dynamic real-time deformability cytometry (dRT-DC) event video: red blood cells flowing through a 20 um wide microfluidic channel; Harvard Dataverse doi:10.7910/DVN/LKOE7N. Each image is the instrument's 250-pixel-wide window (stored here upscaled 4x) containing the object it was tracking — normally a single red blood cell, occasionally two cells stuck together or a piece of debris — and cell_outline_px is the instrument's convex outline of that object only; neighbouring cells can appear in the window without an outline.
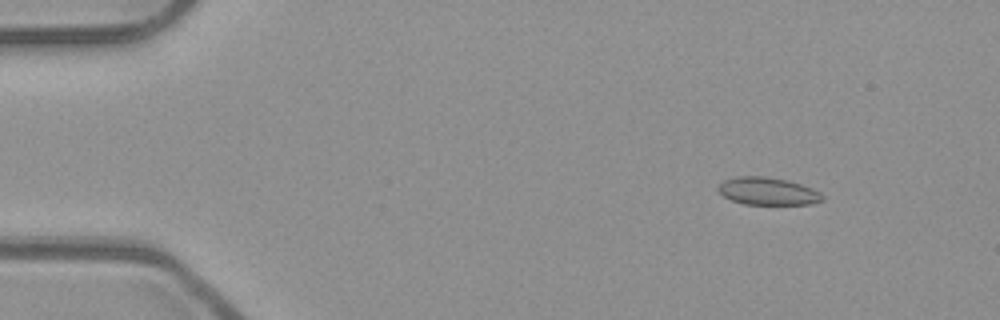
{"species": "common noctule bat (a hibernating species)", "species_latin": "Nyctalus noctula", "temperature_condition": "room temperature", "stored_images_in_passage": 52, "camera_frame_rate_fps": 3000, "um_per_image_px": 0.085, "animal": {"sex": "male", "body_mass_g": 23.1, "forearm_length_mm": 52.7}, "frame": {"image": 1, "passage_image": 6, "time_ms": 1.667, "image_size_px": [1000, 320], "cell_outline_px": [[824, 200], [812, 204], [744, 204], [732, 200], [724, 196], [716, 188], [724, 180], [736, 176], [768, 176], [788, 180], [812, 188], [820, 192], [824, 196]], "centroid_in_image_um": [65.28, 16.24], "position_along_channel_um": 19.7, "area_um2": 16.82}}
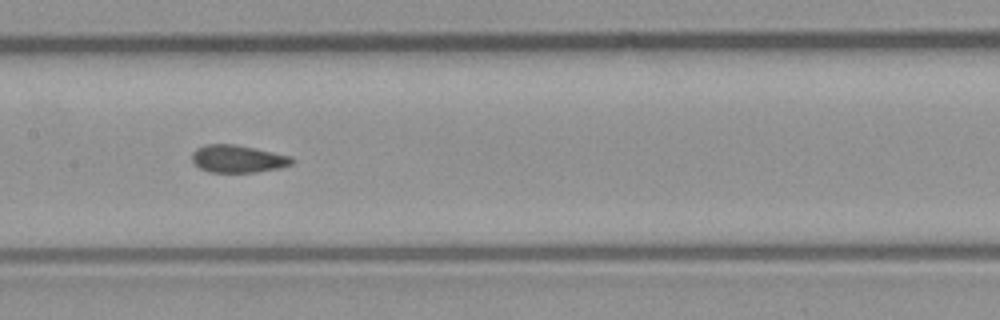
{"frame": {"image": 2, "passage_image": 26, "time_ms": 8.333, "image_size_px": [1000, 320], "cell_outline_px": [[296, 160], [292, 164], [280, 168], [256, 172], [212, 172], [200, 168], [192, 160], [192, 152], [196, 148], [204, 144], [236, 144], [256, 148], [292, 156]], "centroid_in_image_um": [20.25, 13.49], "position_along_channel_um": 187.2, "area_um2": 16.18}}
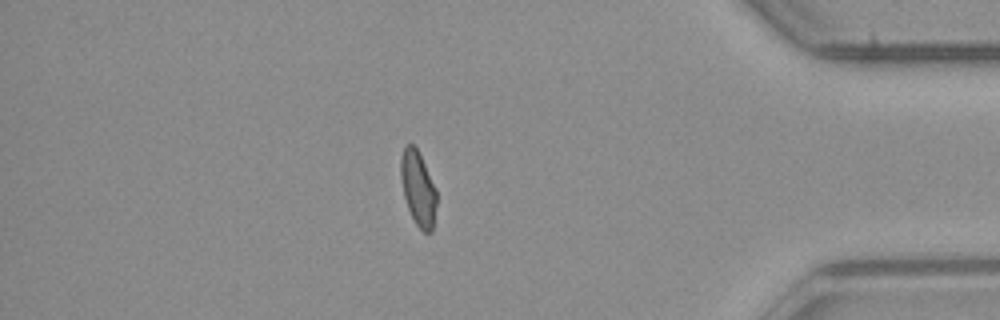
{"frame": {"image": 3, "passage_image": 45, "time_ms": 14.667, "image_size_px": [1000, 320], "cell_outline_px": [[436, 204], [432, 232], [424, 232], [416, 224], [408, 208], [404, 196], [400, 176], [400, 160], [404, 144], [412, 144], [416, 148], [436, 188]], "centroid_in_image_um": [35.52, 16.0], "position_along_channel_um": 399.7, "area_um2": 15.37}}